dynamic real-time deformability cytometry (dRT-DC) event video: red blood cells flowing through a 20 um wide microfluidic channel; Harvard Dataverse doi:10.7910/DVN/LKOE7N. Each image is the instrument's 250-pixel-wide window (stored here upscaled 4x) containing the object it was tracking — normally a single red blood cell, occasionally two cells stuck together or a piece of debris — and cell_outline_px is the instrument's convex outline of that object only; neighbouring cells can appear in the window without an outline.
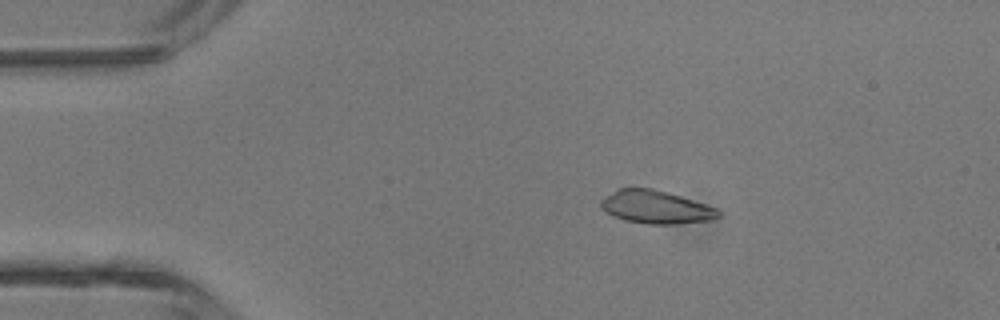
{"species": "common noctule bat (a hibernating species)", "species_latin": "Nyctalus noctula", "temperature_condition": "room temperature", "stored_images_in_passage": 4, "camera_frame_rate_fps": 3000, "um_per_image_px": 0.085, "animal": {"sex": "male", "body_mass_g": 13.3}, "frame": {"image": 1, "passage_image": 3, "time_ms": 2.333, "image_size_px": [1000, 320], "cell_outline_px": [[720, 216], [712, 220], [672, 224], [648, 224], [624, 220], [612, 216], [604, 212], [600, 208], [600, 200], [604, 196], [620, 188], [652, 188], [668, 192], [716, 208], [720, 212]], "centroid_in_image_um": [55.69, 17.6], "position_along_channel_um": 29.3, "area_um2": 22.66}}